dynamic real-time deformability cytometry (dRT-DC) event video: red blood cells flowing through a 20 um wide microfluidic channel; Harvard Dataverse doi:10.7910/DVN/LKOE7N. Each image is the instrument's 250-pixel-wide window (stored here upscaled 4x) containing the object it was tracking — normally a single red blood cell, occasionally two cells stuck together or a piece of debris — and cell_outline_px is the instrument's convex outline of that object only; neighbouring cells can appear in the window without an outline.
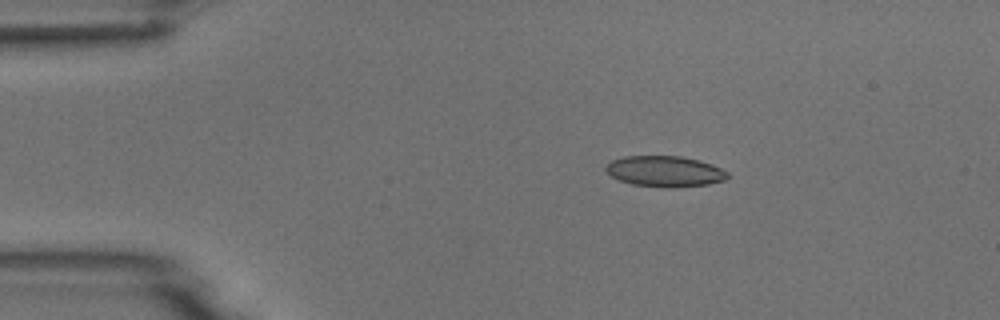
{"species": "common noctule bat (a hibernating species)", "species_latin": "Nyctalus noctula", "temperature_condition": "room temperature", "stored_images_in_passage": 3, "camera_frame_rate_fps": 3000, "um_per_image_px": 0.085, "animal": {"sex": "male", "body_mass_g": 18.8}, "frame": {"image": 1, "passage_image": 2, "time_ms": 1.0, "image_size_px": [1000, 320], "cell_outline_px": [[728, 176], [724, 180], [708, 184], [672, 188], [664, 188], [632, 184], [620, 180], [612, 176], [604, 168], [612, 160], [624, 156], [680, 156], [700, 160], [712, 164], [728, 172]], "centroid_in_image_um": [56.52, 14.56], "position_along_channel_um": 28.5, "area_um2": 21.85}}